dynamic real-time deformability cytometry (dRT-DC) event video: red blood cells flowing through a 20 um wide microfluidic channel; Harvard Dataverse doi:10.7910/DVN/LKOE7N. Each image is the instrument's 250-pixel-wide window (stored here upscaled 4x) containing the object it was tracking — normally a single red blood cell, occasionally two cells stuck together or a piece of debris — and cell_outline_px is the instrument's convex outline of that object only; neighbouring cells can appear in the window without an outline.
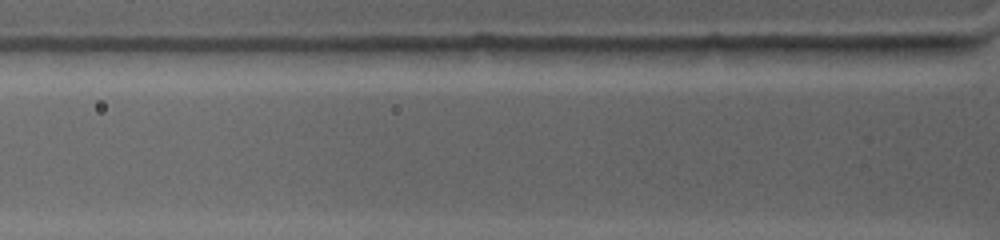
{"species": "common noctule bat (a hibernating species)", "species_latin": "Nyctalus noctula", "temperature_condition": "warm", "stored_images_in_passage": 5, "camera_frame_rate_fps": 4500, "um_per_image_px": 0.085, "animal": {"sex": "female", "body_mass_g": 19.0, "forearm_length_mm": 53.3}, "frame": {"image": 1, "passage_image": 5, "time_ms": 1.778, "image_size_px": [1000, 240], "cell_outline_px": [[912, 48], [904, 56], [788, 60], [780, 48], [896, 44], [912, 44]], "centroid_in_image_um": [71.96, 4.4], "position_along_channel_um": 53.8, "area_um2": 11.1}}